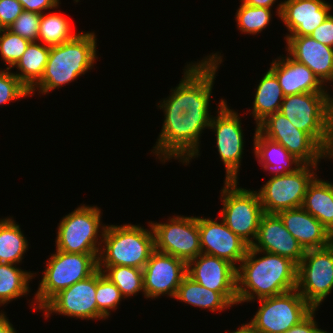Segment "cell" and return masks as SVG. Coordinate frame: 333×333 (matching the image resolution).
<instances>
[{
	"label": "cell",
	"mask_w": 333,
	"mask_h": 333,
	"mask_svg": "<svg viewBox=\"0 0 333 333\" xmlns=\"http://www.w3.org/2000/svg\"><path fill=\"white\" fill-rule=\"evenodd\" d=\"M297 271L298 265L289 258L249 246L237 267V305L296 289Z\"/></svg>",
	"instance_id": "cell-1"
},
{
	"label": "cell",
	"mask_w": 333,
	"mask_h": 333,
	"mask_svg": "<svg viewBox=\"0 0 333 333\" xmlns=\"http://www.w3.org/2000/svg\"><path fill=\"white\" fill-rule=\"evenodd\" d=\"M97 36L94 32H78L71 40L50 47V53L41 79L29 90L30 96L48 94L64 84L78 79L92 67L97 59Z\"/></svg>",
	"instance_id": "cell-2"
},
{
	"label": "cell",
	"mask_w": 333,
	"mask_h": 333,
	"mask_svg": "<svg viewBox=\"0 0 333 333\" xmlns=\"http://www.w3.org/2000/svg\"><path fill=\"white\" fill-rule=\"evenodd\" d=\"M164 122L151 153L163 162L177 159L185 166L200 156V137L209 128L211 114H184V110L161 109Z\"/></svg>",
	"instance_id": "cell-3"
},
{
	"label": "cell",
	"mask_w": 333,
	"mask_h": 333,
	"mask_svg": "<svg viewBox=\"0 0 333 333\" xmlns=\"http://www.w3.org/2000/svg\"><path fill=\"white\" fill-rule=\"evenodd\" d=\"M219 52L185 65L184 75L171 94L156 105L160 109L184 110V114H211L210 100L216 72L223 62ZM210 112V113H209Z\"/></svg>",
	"instance_id": "cell-4"
},
{
	"label": "cell",
	"mask_w": 333,
	"mask_h": 333,
	"mask_svg": "<svg viewBox=\"0 0 333 333\" xmlns=\"http://www.w3.org/2000/svg\"><path fill=\"white\" fill-rule=\"evenodd\" d=\"M149 229L139 225H106L98 255V267L131 266L143 269L155 251L151 223Z\"/></svg>",
	"instance_id": "cell-5"
},
{
	"label": "cell",
	"mask_w": 333,
	"mask_h": 333,
	"mask_svg": "<svg viewBox=\"0 0 333 333\" xmlns=\"http://www.w3.org/2000/svg\"><path fill=\"white\" fill-rule=\"evenodd\" d=\"M99 254L66 253L56 250L46 263L43 277L31 304L40 310L59 291L91 276L98 269Z\"/></svg>",
	"instance_id": "cell-6"
},
{
	"label": "cell",
	"mask_w": 333,
	"mask_h": 333,
	"mask_svg": "<svg viewBox=\"0 0 333 333\" xmlns=\"http://www.w3.org/2000/svg\"><path fill=\"white\" fill-rule=\"evenodd\" d=\"M101 213L97 206L83 204L65 215L57 227L56 250L66 253L99 254L101 238L106 228L101 222ZM99 232L101 234H98Z\"/></svg>",
	"instance_id": "cell-7"
},
{
	"label": "cell",
	"mask_w": 333,
	"mask_h": 333,
	"mask_svg": "<svg viewBox=\"0 0 333 333\" xmlns=\"http://www.w3.org/2000/svg\"><path fill=\"white\" fill-rule=\"evenodd\" d=\"M238 181H225L220 193V218L249 246L254 242L264 214L258 192L241 188Z\"/></svg>",
	"instance_id": "cell-8"
},
{
	"label": "cell",
	"mask_w": 333,
	"mask_h": 333,
	"mask_svg": "<svg viewBox=\"0 0 333 333\" xmlns=\"http://www.w3.org/2000/svg\"><path fill=\"white\" fill-rule=\"evenodd\" d=\"M279 112L322 148L327 133L333 126V113L328 105L326 93L285 96Z\"/></svg>",
	"instance_id": "cell-9"
},
{
	"label": "cell",
	"mask_w": 333,
	"mask_h": 333,
	"mask_svg": "<svg viewBox=\"0 0 333 333\" xmlns=\"http://www.w3.org/2000/svg\"><path fill=\"white\" fill-rule=\"evenodd\" d=\"M314 170H318V165L303 164L292 173H273L257 191L264 213L278 214L302 207L308 185L317 176Z\"/></svg>",
	"instance_id": "cell-10"
},
{
	"label": "cell",
	"mask_w": 333,
	"mask_h": 333,
	"mask_svg": "<svg viewBox=\"0 0 333 333\" xmlns=\"http://www.w3.org/2000/svg\"><path fill=\"white\" fill-rule=\"evenodd\" d=\"M257 301L260 307L249 322L257 333H283L314 309L297 289Z\"/></svg>",
	"instance_id": "cell-11"
},
{
	"label": "cell",
	"mask_w": 333,
	"mask_h": 333,
	"mask_svg": "<svg viewBox=\"0 0 333 333\" xmlns=\"http://www.w3.org/2000/svg\"><path fill=\"white\" fill-rule=\"evenodd\" d=\"M297 291L318 309L333 290V242L326 247L306 250L298 264ZM330 293V294H329Z\"/></svg>",
	"instance_id": "cell-12"
},
{
	"label": "cell",
	"mask_w": 333,
	"mask_h": 333,
	"mask_svg": "<svg viewBox=\"0 0 333 333\" xmlns=\"http://www.w3.org/2000/svg\"><path fill=\"white\" fill-rule=\"evenodd\" d=\"M217 115L211 117L208 129L216 134V148L219 158L225 166V181H238V172L244 150V133L238 112L227 104L223 98L217 107Z\"/></svg>",
	"instance_id": "cell-13"
},
{
	"label": "cell",
	"mask_w": 333,
	"mask_h": 333,
	"mask_svg": "<svg viewBox=\"0 0 333 333\" xmlns=\"http://www.w3.org/2000/svg\"><path fill=\"white\" fill-rule=\"evenodd\" d=\"M165 223L152 222L155 250L172 255L188 263L201 251L198 217L173 216Z\"/></svg>",
	"instance_id": "cell-14"
},
{
	"label": "cell",
	"mask_w": 333,
	"mask_h": 333,
	"mask_svg": "<svg viewBox=\"0 0 333 333\" xmlns=\"http://www.w3.org/2000/svg\"><path fill=\"white\" fill-rule=\"evenodd\" d=\"M257 130L266 138L279 143L306 165H318L322 148L306 133L292 125L281 112L269 115Z\"/></svg>",
	"instance_id": "cell-15"
},
{
	"label": "cell",
	"mask_w": 333,
	"mask_h": 333,
	"mask_svg": "<svg viewBox=\"0 0 333 333\" xmlns=\"http://www.w3.org/2000/svg\"><path fill=\"white\" fill-rule=\"evenodd\" d=\"M97 270L89 277L59 291L40 310L46 318L52 313L76 319L97 320Z\"/></svg>",
	"instance_id": "cell-16"
},
{
	"label": "cell",
	"mask_w": 333,
	"mask_h": 333,
	"mask_svg": "<svg viewBox=\"0 0 333 333\" xmlns=\"http://www.w3.org/2000/svg\"><path fill=\"white\" fill-rule=\"evenodd\" d=\"M187 275V263L172 255L154 251L143 268L145 298L161 295L175 298L178 287Z\"/></svg>",
	"instance_id": "cell-17"
},
{
	"label": "cell",
	"mask_w": 333,
	"mask_h": 333,
	"mask_svg": "<svg viewBox=\"0 0 333 333\" xmlns=\"http://www.w3.org/2000/svg\"><path fill=\"white\" fill-rule=\"evenodd\" d=\"M187 275L237 305V268L229 261L201 253L187 263Z\"/></svg>",
	"instance_id": "cell-18"
},
{
	"label": "cell",
	"mask_w": 333,
	"mask_h": 333,
	"mask_svg": "<svg viewBox=\"0 0 333 333\" xmlns=\"http://www.w3.org/2000/svg\"><path fill=\"white\" fill-rule=\"evenodd\" d=\"M201 251L225 259L236 268L246 256L249 245L221 220L198 216ZM238 263V265H237Z\"/></svg>",
	"instance_id": "cell-19"
},
{
	"label": "cell",
	"mask_w": 333,
	"mask_h": 333,
	"mask_svg": "<svg viewBox=\"0 0 333 333\" xmlns=\"http://www.w3.org/2000/svg\"><path fill=\"white\" fill-rule=\"evenodd\" d=\"M277 16L287 27L288 36H310L331 14L325 0H284L277 5Z\"/></svg>",
	"instance_id": "cell-20"
},
{
	"label": "cell",
	"mask_w": 333,
	"mask_h": 333,
	"mask_svg": "<svg viewBox=\"0 0 333 333\" xmlns=\"http://www.w3.org/2000/svg\"><path fill=\"white\" fill-rule=\"evenodd\" d=\"M250 247L289 258L297 265L305 254L304 248L286 229L278 214L262 215L257 236Z\"/></svg>",
	"instance_id": "cell-21"
},
{
	"label": "cell",
	"mask_w": 333,
	"mask_h": 333,
	"mask_svg": "<svg viewBox=\"0 0 333 333\" xmlns=\"http://www.w3.org/2000/svg\"><path fill=\"white\" fill-rule=\"evenodd\" d=\"M286 51L295 61L306 65L325 85L333 79V48L311 36H288Z\"/></svg>",
	"instance_id": "cell-22"
},
{
	"label": "cell",
	"mask_w": 333,
	"mask_h": 333,
	"mask_svg": "<svg viewBox=\"0 0 333 333\" xmlns=\"http://www.w3.org/2000/svg\"><path fill=\"white\" fill-rule=\"evenodd\" d=\"M269 70L277 77L285 96L328 91V86L324 85L306 65L295 61L289 55H280L272 60Z\"/></svg>",
	"instance_id": "cell-23"
},
{
	"label": "cell",
	"mask_w": 333,
	"mask_h": 333,
	"mask_svg": "<svg viewBox=\"0 0 333 333\" xmlns=\"http://www.w3.org/2000/svg\"><path fill=\"white\" fill-rule=\"evenodd\" d=\"M278 215L305 251L332 243L331 232L303 207L283 210Z\"/></svg>",
	"instance_id": "cell-24"
},
{
	"label": "cell",
	"mask_w": 333,
	"mask_h": 333,
	"mask_svg": "<svg viewBox=\"0 0 333 333\" xmlns=\"http://www.w3.org/2000/svg\"><path fill=\"white\" fill-rule=\"evenodd\" d=\"M255 158L264 170L270 173H292L298 170L303 163L277 142L264 137L255 128L253 138ZM294 165V167L292 166Z\"/></svg>",
	"instance_id": "cell-25"
},
{
	"label": "cell",
	"mask_w": 333,
	"mask_h": 333,
	"mask_svg": "<svg viewBox=\"0 0 333 333\" xmlns=\"http://www.w3.org/2000/svg\"><path fill=\"white\" fill-rule=\"evenodd\" d=\"M302 207L333 232V193L329 181L316 176L308 185Z\"/></svg>",
	"instance_id": "cell-26"
},
{
	"label": "cell",
	"mask_w": 333,
	"mask_h": 333,
	"mask_svg": "<svg viewBox=\"0 0 333 333\" xmlns=\"http://www.w3.org/2000/svg\"><path fill=\"white\" fill-rule=\"evenodd\" d=\"M284 97L277 77L268 69L256 88L250 113L254 117L256 127L269 115L280 111Z\"/></svg>",
	"instance_id": "cell-27"
},
{
	"label": "cell",
	"mask_w": 333,
	"mask_h": 333,
	"mask_svg": "<svg viewBox=\"0 0 333 333\" xmlns=\"http://www.w3.org/2000/svg\"><path fill=\"white\" fill-rule=\"evenodd\" d=\"M175 299L212 312L224 311L233 306L221 293L205 288L188 275L178 287Z\"/></svg>",
	"instance_id": "cell-28"
},
{
	"label": "cell",
	"mask_w": 333,
	"mask_h": 333,
	"mask_svg": "<svg viewBox=\"0 0 333 333\" xmlns=\"http://www.w3.org/2000/svg\"><path fill=\"white\" fill-rule=\"evenodd\" d=\"M50 47L40 42H30L21 58L12 68L14 74L30 90L42 77L48 61Z\"/></svg>",
	"instance_id": "cell-29"
},
{
	"label": "cell",
	"mask_w": 333,
	"mask_h": 333,
	"mask_svg": "<svg viewBox=\"0 0 333 333\" xmlns=\"http://www.w3.org/2000/svg\"><path fill=\"white\" fill-rule=\"evenodd\" d=\"M28 247L20 225L12 217L0 219V263L19 265Z\"/></svg>",
	"instance_id": "cell-30"
},
{
	"label": "cell",
	"mask_w": 333,
	"mask_h": 333,
	"mask_svg": "<svg viewBox=\"0 0 333 333\" xmlns=\"http://www.w3.org/2000/svg\"><path fill=\"white\" fill-rule=\"evenodd\" d=\"M35 274L15 264L0 263V306L23 297L30 292L29 282Z\"/></svg>",
	"instance_id": "cell-31"
},
{
	"label": "cell",
	"mask_w": 333,
	"mask_h": 333,
	"mask_svg": "<svg viewBox=\"0 0 333 333\" xmlns=\"http://www.w3.org/2000/svg\"><path fill=\"white\" fill-rule=\"evenodd\" d=\"M71 22L61 13L41 14L37 42L46 46H58L73 39L78 33L73 32Z\"/></svg>",
	"instance_id": "cell-32"
},
{
	"label": "cell",
	"mask_w": 333,
	"mask_h": 333,
	"mask_svg": "<svg viewBox=\"0 0 333 333\" xmlns=\"http://www.w3.org/2000/svg\"><path fill=\"white\" fill-rule=\"evenodd\" d=\"M113 282L124 298L136 296L143 289V269L131 266L98 267Z\"/></svg>",
	"instance_id": "cell-33"
},
{
	"label": "cell",
	"mask_w": 333,
	"mask_h": 333,
	"mask_svg": "<svg viewBox=\"0 0 333 333\" xmlns=\"http://www.w3.org/2000/svg\"><path fill=\"white\" fill-rule=\"evenodd\" d=\"M272 17L271 9L252 7L241 2L235 20L241 33L257 35L269 25Z\"/></svg>",
	"instance_id": "cell-34"
},
{
	"label": "cell",
	"mask_w": 333,
	"mask_h": 333,
	"mask_svg": "<svg viewBox=\"0 0 333 333\" xmlns=\"http://www.w3.org/2000/svg\"><path fill=\"white\" fill-rule=\"evenodd\" d=\"M124 299L116 285L106 278L102 271L97 269V320H105L110 316L111 311H115Z\"/></svg>",
	"instance_id": "cell-35"
},
{
	"label": "cell",
	"mask_w": 333,
	"mask_h": 333,
	"mask_svg": "<svg viewBox=\"0 0 333 333\" xmlns=\"http://www.w3.org/2000/svg\"><path fill=\"white\" fill-rule=\"evenodd\" d=\"M30 41L5 28L0 36V54L8 69L16 64L26 51Z\"/></svg>",
	"instance_id": "cell-36"
},
{
	"label": "cell",
	"mask_w": 333,
	"mask_h": 333,
	"mask_svg": "<svg viewBox=\"0 0 333 333\" xmlns=\"http://www.w3.org/2000/svg\"><path fill=\"white\" fill-rule=\"evenodd\" d=\"M30 96L29 89L6 67L0 68V105Z\"/></svg>",
	"instance_id": "cell-37"
},
{
	"label": "cell",
	"mask_w": 333,
	"mask_h": 333,
	"mask_svg": "<svg viewBox=\"0 0 333 333\" xmlns=\"http://www.w3.org/2000/svg\"><path fill=\"white\" fill-rule=\"evenodd\" d=\"M40 19L41 14L24 10L8 29L30 42H37Z\"/></svg>",
	"instance_id": "cell-38"
},
{
	"label": "cell",
	"mask_w": 333,
	"mask_h": 333,
	"mask_svg": "<svg viewBox=\"0 0 333 333\" xmlns=\"http://www.w3.org/2000/svg\"><path fill=\"white\" fill-rule=\"evenodd\" d=\"M23 11L17 0H0V23L8 28Z\"/></svg>",
	"instance_id": "cell-39"
},
{
	"label": "cell",
	"mask_w": 333,
	"mask_h": 333,
	"mask_svg": "<svg viewBox=\"0 0 333 333\" xmlns=\"http://www.w3.org/2000/svg\"><path fill=\"white\" fill-rule=\"evenodd\" d=\"M310 36L316 41L333 48V14H330Z\"/></svg>",
	"instance_id": "cell-40"
},
{
	"label": "cell",
	"mask_w": 333,
	"mask_h": 333,
	"mask_svg": "<svg viewBox=\"0 0 333 333\" xmlns=\"http://www.w3.org/2000/svg\"><path fill=\"white\" fill-rule=\"evenodd\" d=\"M316 311L317 309H313L302 321L283 333H327V331L318 328V323L314 319Z\"/></svg>",
	"instance_id": "cell-41"
},
{
	"label": "cell",
	"mask_w": 333,
	"mask_h": 333,
	"mask_svg": "<svg viewBox=\"0 0 333 333\" xmlns=\"http://www.w3.org/2000/svg\"><path fill=\"white\" fill-rule=\"evenodd\" d=\"M22 4L25 11L35 12L43 14V11L57 9L59 7L60 0H17Z\"/></svg>",
	"instance_id": "cell-42"
},
{
	"label": "cell",
	"mask_w": 333,
	"mask_h": 333,
	"mask_svg": "<svg viewBox=\"0 0 333 333\" xmlns=\"http://www.w3.org/2000/svg\"><path fill=\"white\" fill-rule=\"evenodd\" d=\"M322 159H333V126L328 131L321 150Z\"/></svg>",
	"instance_id": "cell-43"
},
{
	"label": "cell",
	"mask_w": 333,
	"mask_h": 333,
	"mask_svg": "<svg viewBox=\"0 0 333 333\" xmlns=\"http://www.w3.org/2000/svg\"><path fill=\"white\" fill-rule=\"evenodd\" d=\"M242 3L252 7H264L272 9L277 0H240Z\"/></svg>",
	"instance_id": "cell-44"
},
{
	"label": "cell",
	"mask_w": 333,
	"mask_h": 333,
	"mask_svg": "<svg viewBox=\"0 0 333 333\" xmlns=\"http://www.w3.org/2000/svg\"><path fill=\"white\" fill-rule=\"evenodd\" d=\"M0 333H17L5 312L0 314Z\"/></svg>",
	"instance_id": "cell-45"
},
{
	"label": "cell",
	"mask_w": 333,
	"mask_h": 333,
	"mask_svg": "<svg viewBox=\"0 0 333 333\" xmlns=\"http://www.w3.org/2000/svg\"><path fill=\"white\" fill-rule=\"evenodd\" d=\"M229 333H257L253 326L248 322V323H245V324H242L239 328H237V330L235 331H232Z\"/></svg>",
	"instance_id": "cell-46"
},
{
	"label": "cell",
	"mask_w": 333,
	"mask_h": 333,
	"mask_svg": "<svg viewBox=\"0 0 333 333\" xmlns=\"http://www.w3.org/2000/svg\"><path fill=\"white\" fill-rule=\"evenodd\" d=\"M332 82H333V79L331 80L330 83H332ZM332 85H333V83H332ZM326 94H327L328 105L331 109V112L333 113V96H331L329 92H326Z\"/></svg>",
	"instance_id": "cell-47"
},
{
	"label": "cell",
	"mask_w": 333,
	"mask_h": 333,
	"mask_svg": "<svg viewBox=\"0 0 333 333\" xmlns=\"http://www.w3.org/2000/svg\"><path fill=\"white\" fill-rule=\"evenodd\" d=\"M4 30H5V27L0 23V36L2 35Z\"/></svg>",
	"instance_id": "cell-48"
},
{
	"label": "cell",
	"mask_w": 333,
	"mask_h": 333,
	"mask_svg": "<svg viewBox=\"0 0 333 333\" xmlns=\"http://www.w3.org/2000/svg\"><path fill=\"white\" fill-rule=\"evenodd\" d=\"M330 185H331V187H332V193H333V183H332V182H330Z\"/></svg>",
	"instance_id": "cell-49"
}]
</instances>
